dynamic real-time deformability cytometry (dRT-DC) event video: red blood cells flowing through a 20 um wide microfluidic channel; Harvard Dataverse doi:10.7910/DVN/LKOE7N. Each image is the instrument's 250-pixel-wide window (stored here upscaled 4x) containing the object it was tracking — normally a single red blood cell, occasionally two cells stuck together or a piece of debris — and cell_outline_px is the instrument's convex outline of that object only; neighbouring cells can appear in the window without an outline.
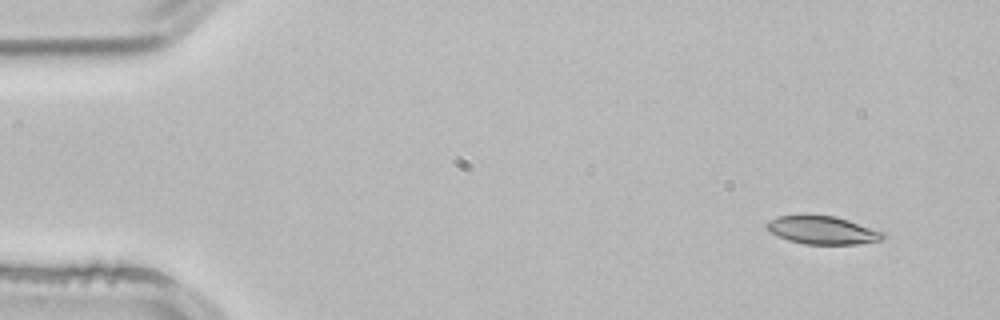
{"species": "common noctule bat (a hibernating species)", "species_latin": "Nyctalus noctula", "temperature_condition": "room temperature", "stored_images_in_passage": 4, "segment_of_instrument_passage": [1, 2], "camera_frame_rate_fps": 3000, "um_per_image_px": 0.085, "animal": {"sex": "male", "body_mass_g": 21.5, "forearm_length_mm": 52.0}, "frame": {"image": 1, "passage_image": 1, "time_ms": 0.0, "image_size_px": [1000, 320], "cell_outline_px": [[888, 236], [880, 240], [856, 244], [804, 244], [788, 240], [768, 232], [764, 228], [764, 224], [768, 220], [776, 216], [808, 212], [836, 216], [884, 232]], "centroid_in_image_um": [69.81, 19.51], "position_along_channel_um": 15.2, "area_um2": 19.88}}